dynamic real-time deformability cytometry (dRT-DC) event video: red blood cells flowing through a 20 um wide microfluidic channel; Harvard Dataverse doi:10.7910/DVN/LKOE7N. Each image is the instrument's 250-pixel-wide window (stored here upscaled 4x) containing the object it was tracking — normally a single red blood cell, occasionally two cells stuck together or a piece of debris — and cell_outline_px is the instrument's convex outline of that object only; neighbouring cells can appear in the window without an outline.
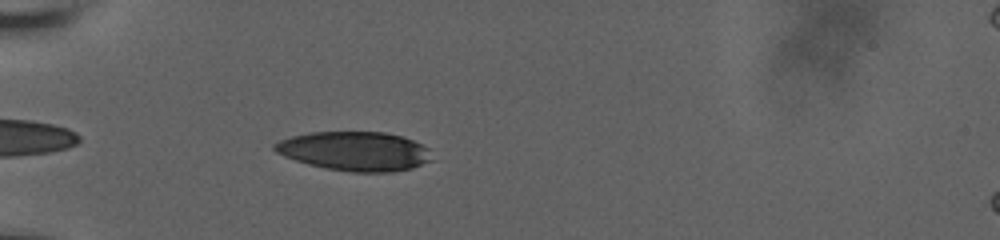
{"species": "human", "species_latin": "Homo sapiens", "temperature_condition": "room temperature", "stored_images_in_passage": 4, "camera_frame_rate_fps": 3000, "um_per_image_px": 0.085, "donor": {"sex": "male"}, "frame": {"image": 1, "passage_image": 1, "time_ms": 0.0, "image_size_px": [1000, 240], "cell_outline_px": [[436, 160], [412, 168], [392, 172], [352, 172], [328, 168], [308, 164], [284, 156], [276, 152], [272, 148], [272, 144], [280, 140], [292, 136], [312, 132], [384, 132], [404, 136], [424, 144], [428, 148]], "centroid_in_image_um": [30.23, 12.85], "position_along_channel_um": 54.8, "area_um2": 36.24}}
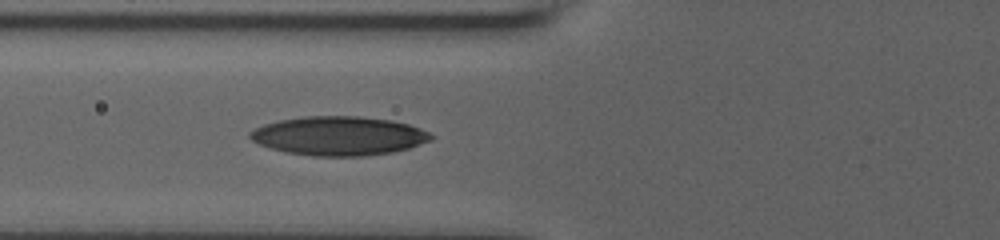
{"frame": {"image": 2, "passage_image": 4, "time_ms": 1.667, "image_size_px": [1000, 240], "cell_outline_px": [[436, 136], [432, 140], [408, 148], [392, 152], [364, 156], [312, 156], [288, 152], [272, 148], [260, 144], [252, 140], [248, 136], [248, 132], [264, 124], [280, 120], [304, 116], [360, 116], [388, 120], [408, 124], [420, 128]], "centroid_in_image_um": [28.81, 11.55], "position_along_channel_um": 97.0, "area_um2": 40.98}}